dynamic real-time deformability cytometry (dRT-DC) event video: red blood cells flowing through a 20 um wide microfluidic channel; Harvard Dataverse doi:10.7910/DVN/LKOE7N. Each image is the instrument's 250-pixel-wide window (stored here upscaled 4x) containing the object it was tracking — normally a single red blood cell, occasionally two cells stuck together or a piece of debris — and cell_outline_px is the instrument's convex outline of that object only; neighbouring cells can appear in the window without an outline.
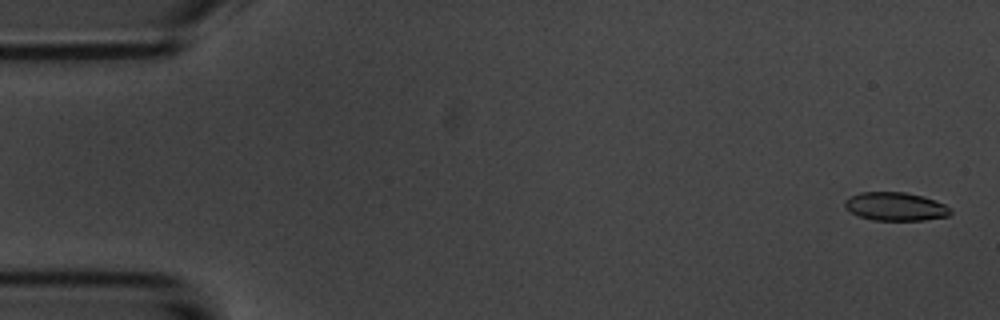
{"species": "common noctule bat (a hibernating species)", "species_latin": "Nyctalus noctula", "temperature_condition": "room temperature", "stored_images_in_passage": 5, "camera_frame_rate_fps": 3000, "um_per_image_px": 0.085, "animal": {"sex": "male", "body_mass_g": 20.1, "forearm_length_mm": 53.5}, "frame": {"image": 1, "passage_image": 1, "time_ms": 0.0, "image_size_px": [1000, 320], "cell_outline_px": [[952, 212], [948, 216], [924, 220], [872, 220], [860, 216], [852, 212], [844, 204], [844, 200], [860, 192], [904, 192], [924, 196], [944, 204]], "centroid_in_image_um": [76.13, 17.55], "position_along_channel_um": 8.9, "area_um2": 17.28}}
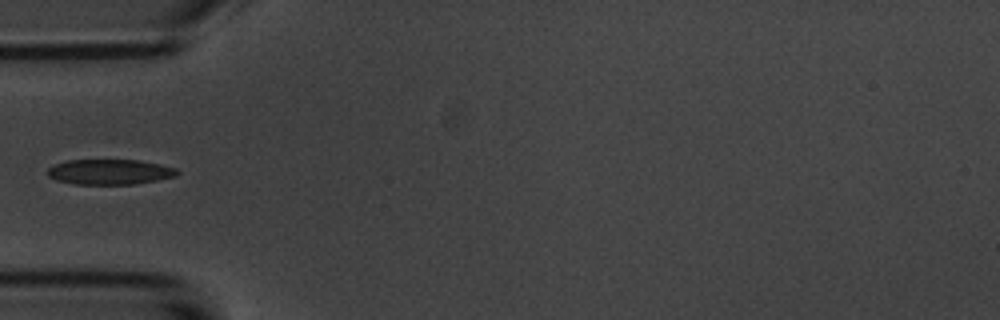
{"frame": {"image": 2, "passage_image": 5, "time_ms": 5.333, "image_size_px": [1000, 320], "cell_outline_px": [[180, 172], [176, 176], [136, 184], [76, 184], [56, 180], [48, 176], [48, 168], [56, 164], [68, 160], [140, 160], [160, 164], [176, 168]], "centroid_in_image_um": [9.35, 14.61], "position_along_channel_um": 75.6, "area_um2": 19.02}}